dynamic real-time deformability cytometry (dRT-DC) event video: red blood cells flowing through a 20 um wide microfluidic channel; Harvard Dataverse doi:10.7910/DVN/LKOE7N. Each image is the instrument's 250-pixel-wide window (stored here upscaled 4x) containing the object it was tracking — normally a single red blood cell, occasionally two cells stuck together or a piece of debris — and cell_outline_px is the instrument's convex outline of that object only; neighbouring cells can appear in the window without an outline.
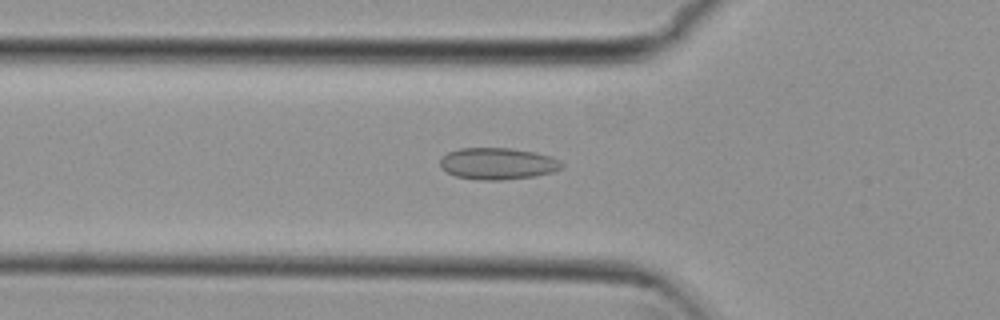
{"species": "common noctule bat (a hibernating species)", "species_latin": "Nyctalus noctula", "temperature_condition": "cold", "stored_images_in_passage": 52, "camera_frame_rate_fps": 3000, "um_per_image_px": 0.085, "animal": {"sex": "female", "body_mass_g": 29.2, "forearm_length_mm": 56.3}, "frame": {"image": 1, "passage_image": 16, "time_ms": 5.0, "image_size_px": [1000, 320], "cell_outline_px": [[564, 164], [560, 168], [552, 172], [536, 176], [504, 180], [480, 180], [456, 176], [440, 168], [440, 156], [448, 152], [460, 148], [512, 148], [536, 152], [560, 160]], "centroid_in_image_um": [42.28, 13.9], "position_along_channel_um": 83.5, "area_um2": 22.6}}
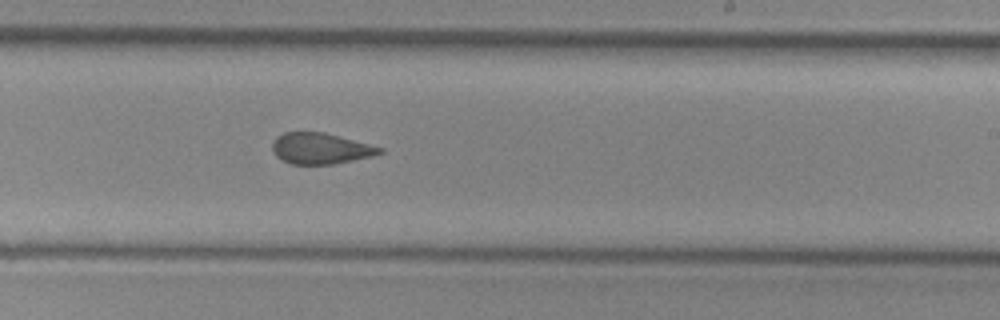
{"frame": {"image": 2, "passage_image": 30, "time_ms": 9.667, "image_size_px": [1000, 320], "cell_outline_px": [[384, 152], [372, 156], [332, 164], [292, 164], [280, 160], [276, 156], [272, 148], [272, 144], [276, 136], [284, 132], [324, 132], [384, 148]], "centroid_in_image_um": [27.22, 12.62], "position_along_channel_um": 261.8, "area_um2": 19.36}}
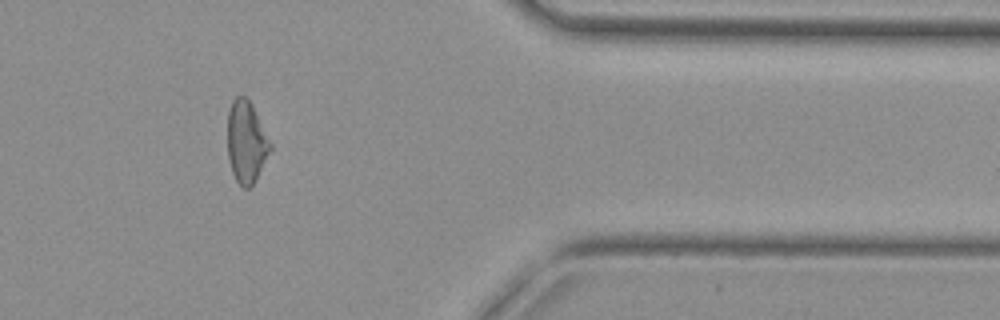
{"frame": {"image": 3, "passage_image": 42, "time_ms": 13.667, "image_size_px": [1000, 320], "cell_outline_px": [[272, 148], [256, 180], [248, 188], [244, 188], [236, 180], [232, 172], [228, 160], [228, 112], [232, 100], [236, 96], [244, 96], [252, 104], [272, 144]], "centroid_in_image_um": [20.94, 12.07], "position_along_channel_um": 390.5, "area_um2": 20.4}, "authors_computed_cell_mechanics": {"area_um2": 21.2415, "velocity_mm_per_s": 3.8096, "shape_relaxation_time_tau1_ms": null, "shape_relaxation_time_tau2_ms": 1.5868, "deformation_change_tau1": null, "deformation_change_tau2": 0.0819}}